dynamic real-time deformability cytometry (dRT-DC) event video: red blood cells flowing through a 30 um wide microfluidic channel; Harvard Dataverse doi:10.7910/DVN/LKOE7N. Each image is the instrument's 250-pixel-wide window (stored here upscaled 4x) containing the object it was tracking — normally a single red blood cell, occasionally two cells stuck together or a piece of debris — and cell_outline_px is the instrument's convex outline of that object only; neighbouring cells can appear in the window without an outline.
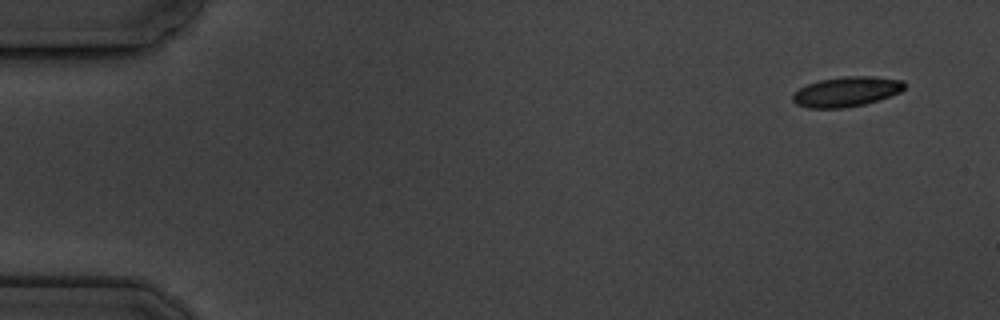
{"species": "common noctule bat (a hibernating species)", "species_latin": "Nyctalus noctula", "temperature_condition": "cold", "stored_images_in_passage": 3, "camera_frame_rate_fps": 3000, "um_per_image_px": 0.085, "animal": {"sex": "male", "body_mass_g": 19.5, "forearm_length_mm": 54.6}, "frame": {"image": 1, "passage_image": 1, "time_ms": 0.0, "image_size_px": [1000, 320], "cell_outline_px": [[908, 84], [900, 92], [880, 100], [864, 104], [844, 108], [808, 108], [796, 104], [792, 100], [792, 92], [808, 84], [820, 80], [844, 76], [876, 76], [904, 80]], "centroid_in_image_um": [71.97, 7.78], "position_along_channel_um": 13.0, "area_um2": 19.77}}